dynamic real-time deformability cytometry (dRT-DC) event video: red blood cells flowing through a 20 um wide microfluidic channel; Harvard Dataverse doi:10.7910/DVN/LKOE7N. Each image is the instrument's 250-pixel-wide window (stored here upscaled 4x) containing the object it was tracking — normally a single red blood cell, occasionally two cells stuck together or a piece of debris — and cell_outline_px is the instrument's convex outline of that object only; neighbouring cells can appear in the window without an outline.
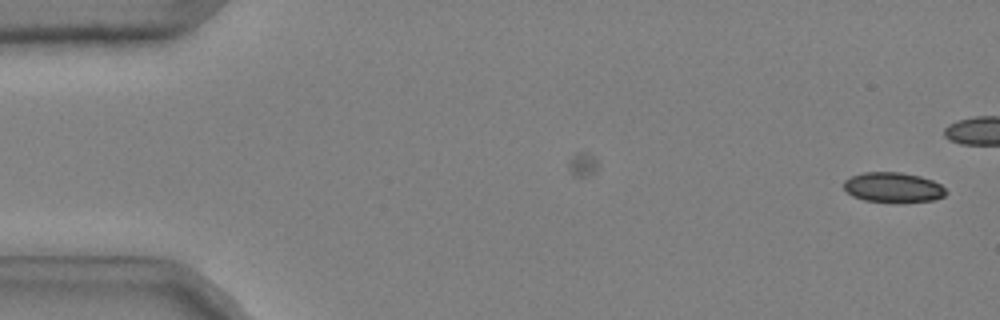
{"species": "common noctule bat (a hibernating species)", "species_latin": "Nyctalus noctula", "temperature_condition": "cold", "stored_images_in_passage": 42, "camera_frame_rate_fps": 3000, "um_per_image_px": 0.085, "animal": {"sex": "male", "body_mass_g": 20.4}, "frame": {"image": 1, "passage_image": 1, "time_ms": 0.0, "image_size_px": [1000, 320], "cell_outline_px": [[948, 192], [944, 196], [936, 200], [896, 204], [864, 200], [852, 196], [844, 188], [844, 180], [852, 176], [864, 172], [900, 172], [920, 176], [932, 180], [940, 184]], "centroid_in_image_um": [75.94, 15.96], "position_along_channel_um": 9.1, "area_um2": 18.32}}
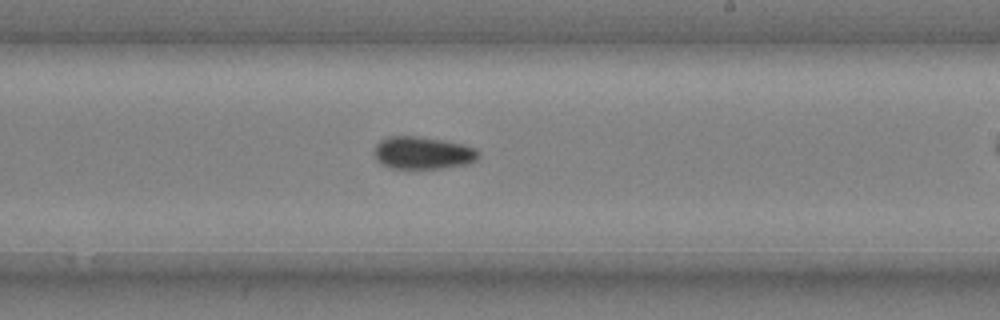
{"frame": {"image": 2, "passage_image": 31, "time_ms": 10.0, "image_size_px": [1000, 320], "cell_outline_px": [[480, 156], [476, 160], [468, 164], [444, 168], [388, 168], [380, 164], [376, 160], [372, 152], [376, 144], [380, 140], [388, 136], [420, 136], [444, 140], [464, 144], [476, 148], [480, 152]], "centroid_in_image_um": [35.92, 12.99], "position_along_channel_um": 253.1, "area_um2": 20.23}}
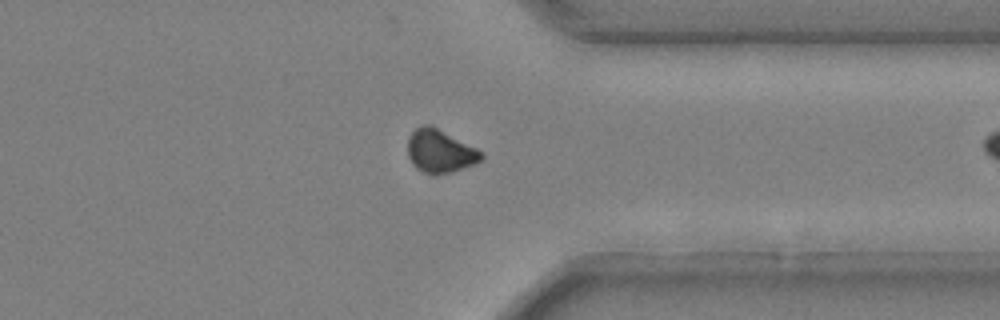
{"frame": {"image": 3, "passage_image": 41, "time_ms": 13.333, "image_size_px": [1000, 320], "cell_outline_px": [[484, 156], [476, 164], [452, 172], [436, 176], [432, 176], [416, 168], [412, 164], [408, 156], [408, 136], [420, 124], [428, 124], [484, 152]], "centroid_in_image_um": [37.39, 12.88], "position_along_channel_um": 374.0, "area_um2": 18.61}}